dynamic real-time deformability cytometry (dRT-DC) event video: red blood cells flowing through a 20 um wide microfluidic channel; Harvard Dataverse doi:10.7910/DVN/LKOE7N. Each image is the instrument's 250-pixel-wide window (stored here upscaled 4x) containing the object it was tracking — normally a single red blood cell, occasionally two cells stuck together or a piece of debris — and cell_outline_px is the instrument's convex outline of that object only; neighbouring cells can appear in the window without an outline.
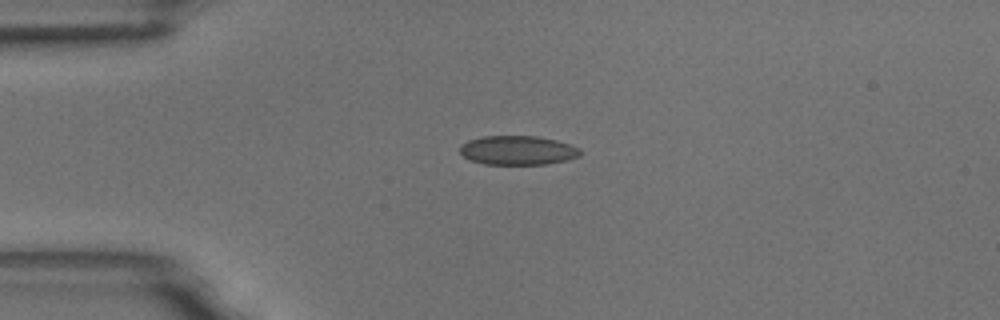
{"species": "common noctule bat (a hibernating species)", "species_latin": "Nyctalus noctula", "temperature_condition": "room temperature", "stored_images_in_passage": 42, "camera_frame_rate_fps": 3000, "um_per_image_px": 0.085, "animal": {"sex": "male", "body_mass_g": 18.8}, "frame": {"image": 1, "passage_image": 1, "time_ms": 0.0, "image_size_px": [1000, 320], "cell_outline_px": [[580, 156], [568, 160], [548, 164], [484, 164], [472, 160], [464, 156], [460, 152], [460, 144], [468, 140], [484, 136], [536, 136], [556, 140], [580, 148]], "centroid_in_image_um": [44.01, 12.77], "position_along_channel_um": 41.0, "area_um2": 20.4}}
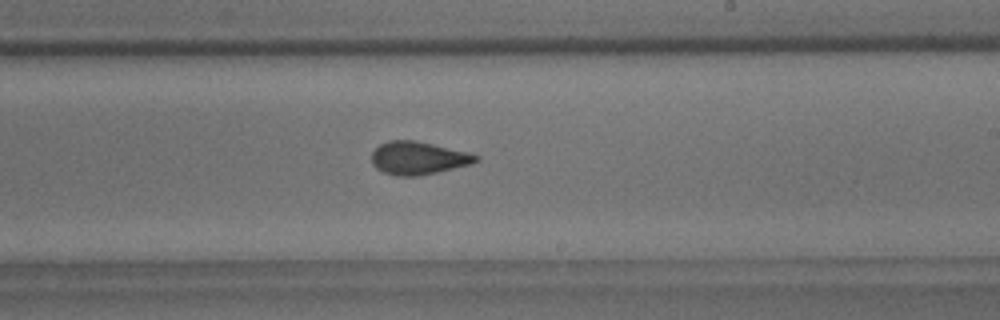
{"frame": {"image": 2, "passage_image": 20, "time_ms": 6.333, "image_size_px": [1000, 320], "cell_outline_px": [[480, 160], [472, 164], [420, 176], [396, 176], [384, 172], [376, 168], [372, 164], [372, 152], [380, 144], [388, 140], [416, 140], [468, 152], [480, 156]], "centroid_in_image_um": [35.56, 13.43], "position_along_channel_um": 253.4, "area_um2": 20.17}}
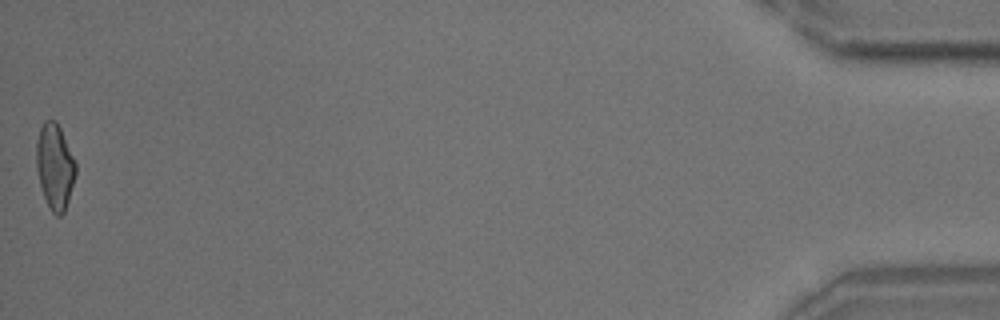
{"frame": {"image": 3, "passage_image": 42, "time_ms": 13.667, "image_size_px": [1000, 320], "cell_outline_px": [[76, 172], [68, 200], [64, 212], [60, 216], [56, 216], [52, 212], [44, 196], [40, 184], [36, 168], [36, 140], [40, 128], [44, 120], [56, 120], [60, 128], [76, 164]], "centroid_in_image_um": [4.64, 14.13], "position_along_channel_um": 430.6, "area_um2": 19.36}, "authors_computed_cell_mechanics": {"area_um2": 19.9699, "velocity_mm_per_s": 3.7354, "shape_relaxation_time_tau1_ms": 5.2358, "shape_relaxation_time_tau2_ms": 1.5571, "deformation_change_tau1": 0.1188, "deformation_change_tau2": 0.0659}}